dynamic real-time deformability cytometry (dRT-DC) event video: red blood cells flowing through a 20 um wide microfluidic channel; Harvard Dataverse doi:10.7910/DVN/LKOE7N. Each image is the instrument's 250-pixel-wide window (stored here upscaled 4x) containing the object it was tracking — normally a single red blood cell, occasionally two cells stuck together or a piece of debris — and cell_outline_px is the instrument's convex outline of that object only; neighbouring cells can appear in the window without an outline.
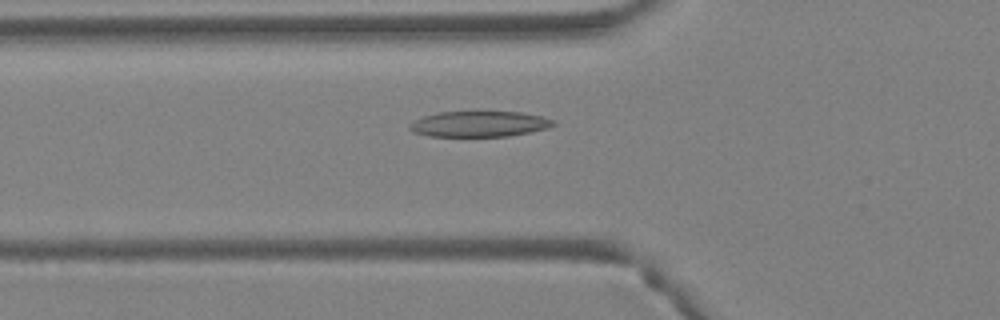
{"species": "Egyptian fruit bat (a non-hibernating species)", "species_latin": "Rousettus aegyptiacus", "temperature_condition": "warm", "stored_images_in_passage": 5, "camera_frame_rate_fps": 3000, "um_per_image_px": 0.085, "animal": {"sex": "female"}, "frame": {"image": 1, "passage_image": 5, "time_ms": 1.333, "image_size_px": [1000, 320], "cell_outline_px": [[556, 124], [548, 128], [508, 136], [428, 136], [412, 132], [408, 128], [408, 124], [424, 116], [436, 112], [520, 112], [540, 116], [556, 120]], "centroid_in_image_um": [40.72, 10.54], "position_along_channel_um": 85.1, "area_um2": 21.44}}